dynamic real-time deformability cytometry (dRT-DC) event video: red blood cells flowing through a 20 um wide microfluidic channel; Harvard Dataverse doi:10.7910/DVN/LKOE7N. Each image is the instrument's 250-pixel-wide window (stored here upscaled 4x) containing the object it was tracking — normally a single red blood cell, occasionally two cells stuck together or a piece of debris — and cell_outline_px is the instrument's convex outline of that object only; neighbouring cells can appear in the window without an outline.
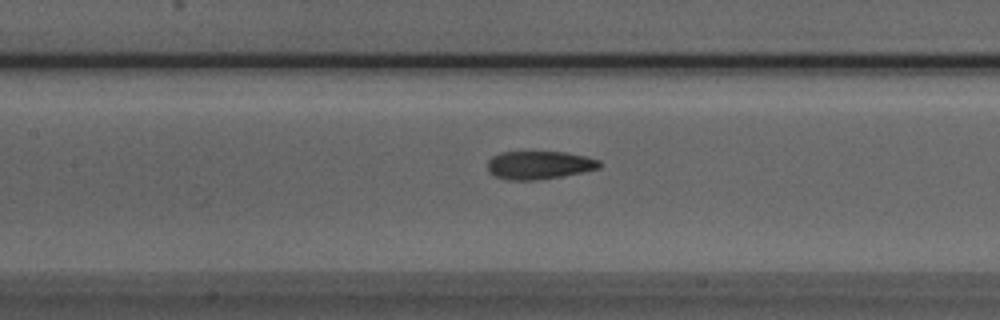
{"species": "Egyptian fruit bat (a non-hibernating species)", "species_latin": "Rousettus aegyptiacus", "temperature_condition": "room temperature", "stored_images_in_passage": 38, "camera_frame_rate_fps": 3000, "um_per_image_px": 0.085, "animal": {"sex": "male"}, "frame": {"image": 1, "passage_image": 10, "time_ms": 3.0, "image_size_px": [1000, 320], "cell_outline_px": [[600, 168], [584, 172], [536, 180], [508, 180], [496, 176], [488, 172], [488, 160], [492, 156], [500, 152], [564, 152], [584, 156], [600, 160]], "centroid_in_image_um": [45.81, 14.03], "position_along_channel_um": 161.6, "area_um2": 18.32}}
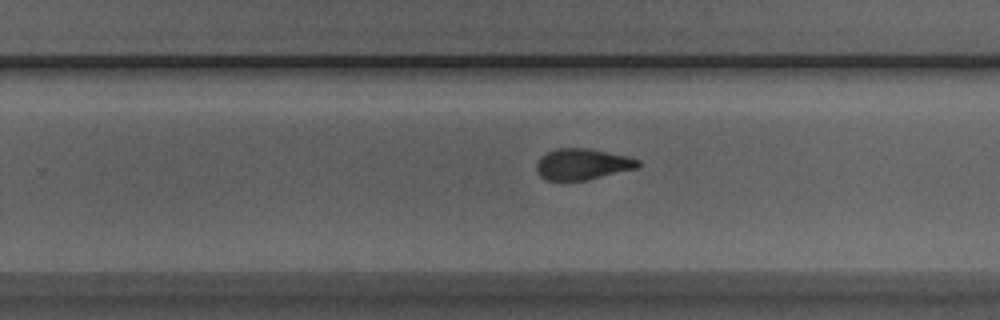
{"frame": {"image": 2, "passage_image": 19, "time_ms": 6.0, "image_size_px": [1000, 320], "cell_outline_px": [[640, 168], [588, 180], [548, 180], [540, 176], [536, 168], [536, 164], [540, 156], [556, 148], [588, 148], [628, 156], [640, 160]], "centroid_in_image_um": [49.55, 13.95], "position_along_channel_um": 280.3, "area_um2": 18.61}}
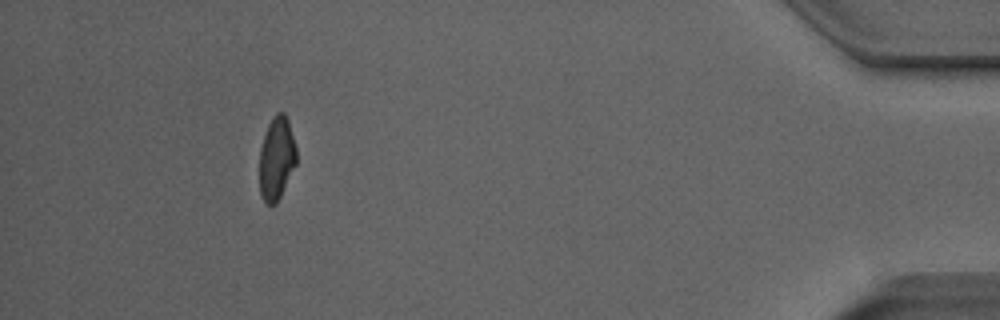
{"frame": {"image": 3, "passage_image": 34, "time_ms": 11.0, "image_size_px": [1000, 320], "cell_outline_px": [[296, 164], [276, 204], [264, 204], [260, 192], [260, 148], [268, 124], [272, 116], [276, 112], [284, 112], [288, 120], [296, 148]], "centroid_in_image_um": [23.5, 13.45], "position_along_channel_um": 411.7, "area_um2": 17.8}, "authors_computed_cell_mechanics": {"area_um2": 18.9295, "velocity_mm_per_s": 3.9725, "shape_relaxation_time_tau1_ms": 8.4629, "shape_relaxation_time_tau2_ms": 1.7837, "deformation_change_tau1": 0.2217, "deformation_change_tau2": 0.0885}}